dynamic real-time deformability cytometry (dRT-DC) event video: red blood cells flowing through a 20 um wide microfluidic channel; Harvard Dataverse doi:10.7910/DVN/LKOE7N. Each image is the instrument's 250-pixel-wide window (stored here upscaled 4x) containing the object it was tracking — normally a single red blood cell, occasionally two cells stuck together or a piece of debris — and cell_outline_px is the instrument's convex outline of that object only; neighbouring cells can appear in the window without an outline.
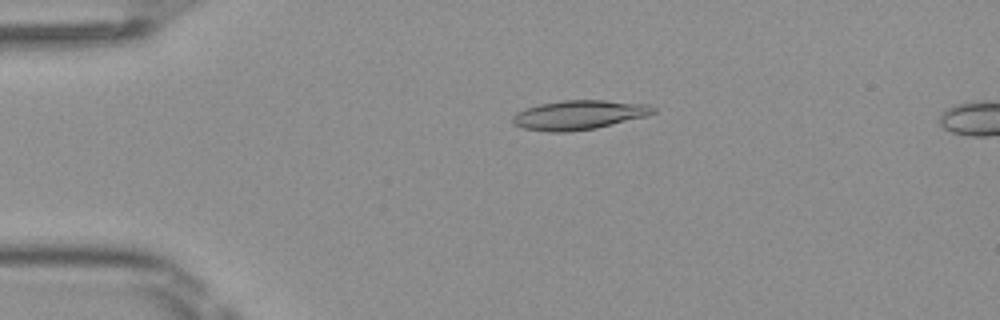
{"species": "Egyptian fruit bat (a non-hibernating species)", "species_latin": "Rousettus aegyptiacus", "temperature_condition": "room temperature", "stored_images_in_passage": 51, "segment_of_instrument_passage": [1, 2], "camera_frame_rate_fps": 3000, "um_per_image_px": 0.085, "frame": {"image": 1, "passage_image": 11, "time_ms": 3.333, "image_size_px": [1000, 320], "cell_outline_px": [[656, 112], [648, 116], [596, 128], [568, 132], [548, 132], [524, 128], [516, 124], [512, 120], [512, 116], [516, 112], [524, 108], [540, 104], [564, 100], [604, 100], [652, 104], [656, 108]], "centroid_in_image_um": [49.26, 9.76], "position_along_channel_um": 35.7, "area_um2": 24.22}}
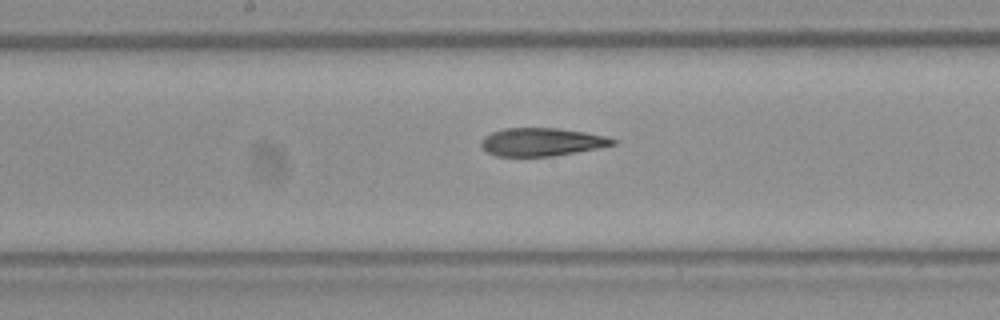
{"frame": {"image": 2, "passage_image": 26, "time_ms": 8.333, "image_size_px": [1000, 320], "cell_outline_px": [[616, 144], [576, 152], [552, 156], [496, 156], [488, 152], [480, 144], [480, 140], [484, 136], [492, 132], [504, 128], [556, 128], [584, 132], [608, 136], [616, 140]], "centroid_in_image_um": [46.03, 12.06], "position_along_channel_um": 202.2, "area_um2": 21.44}}
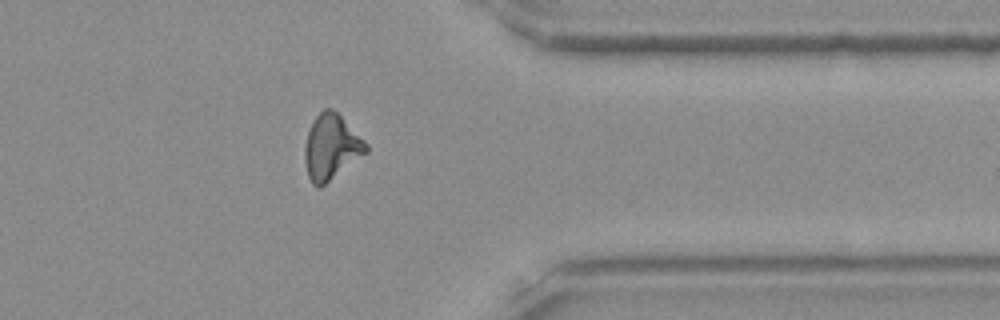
{"frame": {"image": 3, "passage_image": 40, "time_ms": 13.0, "image_size_px": [1000, 320], "cell_outline_px": [[368, 152], [320, 188], [316, 188], [312, 184], [308, 176], [304, 160], [304, 148], [308, 132], [316, 116], [324, 108], [332, 108], [368, 144]], "centroid_in_image_um": [28.14, 12.54], "position_along_channel_um": 383.3, "area_um2": 23.12}}